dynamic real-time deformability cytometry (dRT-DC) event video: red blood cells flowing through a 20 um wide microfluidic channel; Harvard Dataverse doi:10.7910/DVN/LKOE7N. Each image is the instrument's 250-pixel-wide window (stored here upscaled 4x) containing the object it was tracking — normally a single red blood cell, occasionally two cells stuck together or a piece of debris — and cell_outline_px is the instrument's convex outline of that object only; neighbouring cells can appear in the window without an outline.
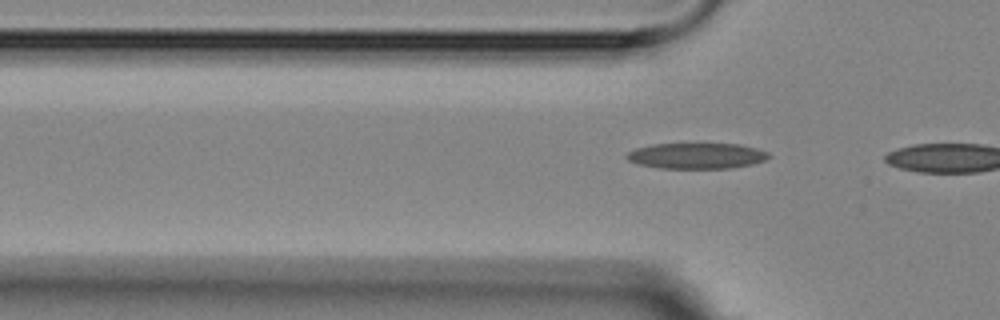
{"species": "Egyptian fruit bat (a non-hibernating species)", "species_latin": "Rousettus aegyptiacus", "temperature_condition": "room temperature", "stored_images_in_passage": 5, "camera_frame_rate_fps": 3000, "um_per_image_px": 0.085, "animal": {"sex": "female"}, "frame": {"image": 1, "passage_image": 5, "time_ms": 4.667, "image_size_px": [1000, 320], "cell_outline_px": [[772, 156], [764, 160], [752, 164], [732, 168], [660, 168], [640, 164], [628, 160], [624, 156], [628, 152], [636, 148], [652, 144], [740, 144], [756, 148], [768, 152]], "centroid_in_image_um": [59.23, 13.24], "position_along_channel_um": 66.6, "area_um2": 21.27}}